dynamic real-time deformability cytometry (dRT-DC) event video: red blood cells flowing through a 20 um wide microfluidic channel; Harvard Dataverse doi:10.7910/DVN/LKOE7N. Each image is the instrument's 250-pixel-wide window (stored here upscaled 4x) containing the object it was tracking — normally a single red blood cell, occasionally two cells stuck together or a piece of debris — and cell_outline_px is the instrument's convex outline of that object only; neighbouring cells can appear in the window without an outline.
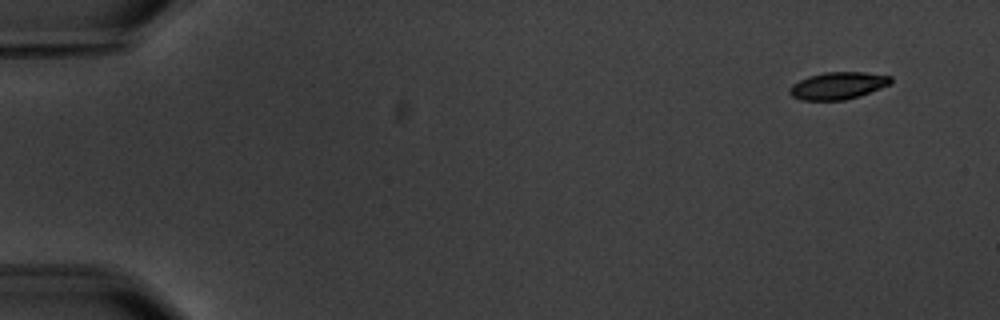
{"species": "common noctule bat (a hibernating species)", "species_latin": "Nyctalus noctula", "temperature_condition": "warm", "stored_images_in_passage": 4, "camera_frame_rate_fps": 3000, "um_per_image_px": 0.085, "animal": {"sex": "male", "body_mass_g": 20.1, "forearm_length_mm": 53.5}, "frame": {"image": 1, "passage_image": 1, "time_ms": 0.0, "image_size_px": [1000, 320], "cell_outline_px": [[892, 84], [844, 100], [800, 100], [792, 96], [788, 92], [788, 88], [792, 84], [808, 76], [824, 72], [864, 72], [892, 76]], "centroid_in_image_um": [71.2, 7.27], "position_along_channel_um": 13.8, "area_um2": 16.01}}